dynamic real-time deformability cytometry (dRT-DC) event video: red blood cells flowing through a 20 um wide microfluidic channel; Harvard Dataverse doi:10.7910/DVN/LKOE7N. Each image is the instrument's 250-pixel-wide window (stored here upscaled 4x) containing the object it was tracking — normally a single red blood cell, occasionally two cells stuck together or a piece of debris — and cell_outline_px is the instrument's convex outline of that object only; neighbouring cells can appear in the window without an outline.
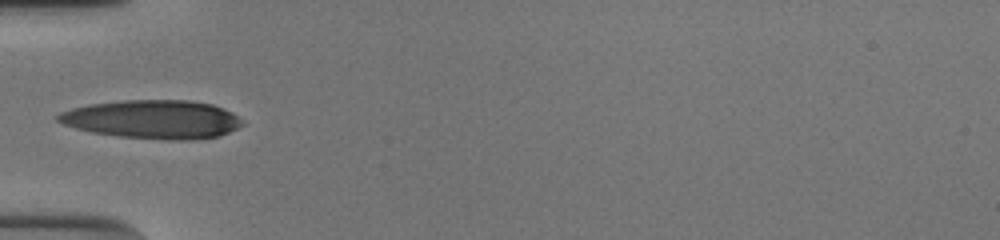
{"species": "human", "species_latin": "Homo sapiens", "temperature_condition": "cold", "stored_images_in_passage": 34, "camera_frame_rate_fps": 3000, "um_per_image_px": 0.085, "donor": {"sex": "male"}, "frame": {"image": 1, "passage_image": 1, "time_ms": 0.0, "image_size_px": [1000, 240], "cell_outline_px": [[244, 124], [220, 136], [192, 140], [172, 140], [120, 136], [92, 132], [76, 128], [64, 124], [56, 120], [56, 116], [60, 112], [72, 108], [88, 104], [124, 100], [188, 100], [212, 104], [224, 108], [232, 112], [244, 120]], "centroid_in_image_um": [13.01, 10.14], "position_along_channel_um": 72.0, "area_um2": 41.5}}
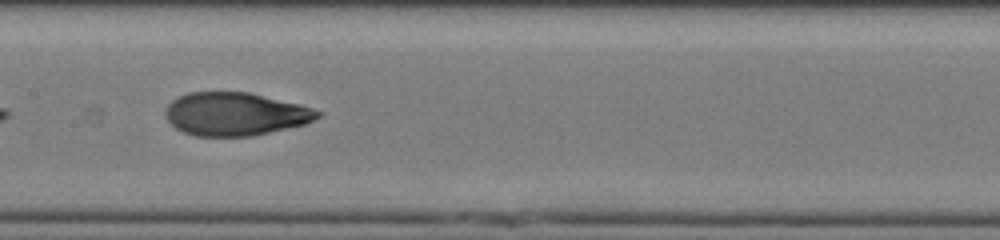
{"frame": {"image": 2, "passage_image": 10, "time_ms": 3.0, "image_size_px": [1000, 240], "cell_outline_px": [[324, 112], [320, 116], [304, 124], [252, 136], [196, 136], [184, 132], [176, 128], [168, 120], [164, 112], [168, 104], [172, 100], [188, 92], [248, 92], [300, 104]], "centroid_in_image_um": [19.99, 9.69], "position_along_channel_um": 187.4, "area_um2": 38.09}}
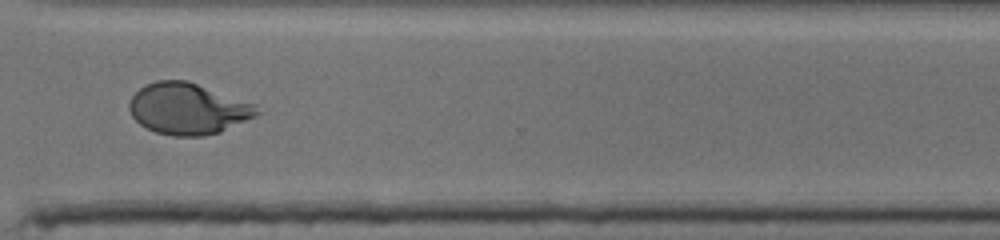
{"frame": {"image": 3, "passage_image": 23, "time_ms": 7.333, "image_size_px": [1000, 240], "cell_outline_px": [[264, 112], [256, 116], [220, 132], [204, 136], [172, 136], [156, 132], [140, 124], [132, 116], [128, 108], [128, 104], [132, 96], [144, 84], [156, 80], [188, 80], [256, 104]], "centroid_in_image_um": [16.0, 9.23], "position_along_channel_um": 354.6, "area_um2": 38.49}, "authors_computed_cell_mechanics": {"area_um2": 38.4948, "velocity_mm_per_s": 3.8586, "shape_relaxation_time_tau1_ms": 5.884, "shape_relaxation_time_tau2_ms": 0.909, "deformation_change_tau1": 0.2559, "deformation_change_tau2": 0.0648}}